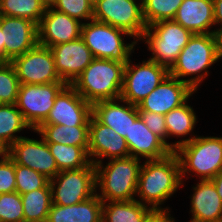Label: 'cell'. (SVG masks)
<instances>
[{
	"label": "cell",
	"mask_w": 222,
	"mask_h": 222,
	"mask_svg": "<svg viewBox=\"0 0 222 222\" xmlns=\"http://www.w3.org/2000/svg\"><path fill=\"white\" fill-rule=\"evenodd\" d=\"M103 202L93 197L70 206L52 204L46 222H102Z\"/></svg>",
	"instance_id": "obj_24"
},
{
	"label": "cell",
	"mask_w": 222,
	"mask_h": 222,
	"mask_svg": "<svg viewBox=\"0 0 222 222\" xmlns=\"http://www.w3.org/2000/svg\"><path fill=\"white\" fill-rule=\"evenodd\" d=\"M82 24L83 22L52 7L46 8L38 25V44L51 47L74 41L81 37Z\"/></svg>",
	"instance_id": "obj_19"
},
{
	"label": "cell",
	"mask_w": 222,
	"mask_h": 222,
	"mask_svg": "<svg viewBox=\"0 0 222 222\" xmlns=\"http://www.w3.org/2000/svg\"><path fill=\"white\" fill-rule=\"evenodd\" d=\"M92 104L71 85H66L55 97V103L41 124L89 126Z\"/></svg>",
	"instance_id": "obj_13"
},
{
	"label": "cell",
	"mask_w": 222,
	"mask_h": 222,
	"mask_svg": "<svg viewBox=\"0 0 222 222\" xmlns=\"http://www.w3.org/2000/svg\"><path fill=\"white\" fill-rule=\"evenodd\" d=\"M46 8L40 0H1V15L26 18L39 25Z\"/></svg>",
	"instance_id": "obj_31"
},
{
	"label": "cell",
	"mask_w": 222,
	"mask_h": 222,
	"mask_svg": "<svg viewBox=\"0 0 222 222\" xmlns=\"http://www.w3.org/2000/svg\"><path fill=\"white\" fill-rule=\"evenodd\" d=\"M192 217L189 222H221L222 200L211 180H200L193 186Z\"/></svg>",
	"instance_id": "obj_23"
},
{
	"label": "cell",
	"mask_w": 222,
	"mask_h": 222,
	"mask_svg": "<svg viewBox=\"0 0 222 222\" xmlns=\"http://www.w3.org/2000/svg\"><path fill=\"white\" fill-rule=\"evenodd\" d=\"M130 156L145 160H158L168 156L173 151L151 130H149L139 117L125 137Z\"/></svg>",
	"instance_id": "obj_21"
},
{
	"label": "cell",
	"mask_w": 222,
	"mask_h": 222,
	"mask_svg": "<svg viewBox=\"0 0 222 222\" xmlns=\"http://www.w3.org/2000/svg\"><path fill=\"white\" fill-rule=\"evenodd\" d=\"M214 6V23L215 26L218 24L221 25L220 28L215 30V34L219 36L222 33V0H213Z\"/></svg>",
	"instance_id": "obj_40"
},
{
	"label": "cell",
	"mask_w": 222,
	"mask_h": 222,
	"mask_svg": "<svg viewBox=\"0 0 222 222\" xmlns=\"http://www.w3.org/2000/svg\"><path fill=\"white\" fill-rule=\"evenodd\" d=\"M52 203L70 206L81 203L96 192V169L91 162L87 167L59 172L49 181Z\"/></svg>",
	"instance_id": "obj_8"
},
{
	"label": "cell",
	"mask_w": 222,
	"mask_h": 222,
	"mask_svg": "<svg viewBox=\"0 0 222 222\" xmlns=\"http://www.w3.org/2000/svg\"><path fill=\"white\" fill-rule=\"evenodd\" d=\"M92 114L124 138L129 136L131 124L139 118L138 106L121 98L95 102L92 105Z\"/></svg>",
	"instance_id": "obj_20"
},
{
	"label": "cell",
	"mask_w": 222,
	"mask_h": 222,
	"mask_svg": "<svg viewBox=\"0 0 222 222\" xmlns=\"http://www.w3.org/2000/svg\"><path fill=\"white\" fill-rule=\"evenodd\" d=\"M93 20L125 30L139 41L147 29L142 15V0H99Z\"/></svg>",
	"instance_id": "obj_9"
},
{
	"label": "cell",
	"mask_w": 222,
	"mask_h": 222,
	"mask_svg": "<svg viewBox=\"0 0 222 222\" xmlns=\"http://www.w3.org/2000/svg\"><path fill=\"white\" fill-rule=\"evenodd\" d=\"M0 60L5 62V45L2 38V29L0 27Z\"/></svg>",
	"instance_id": "obj_43"
},
{
	"label": "cell",
	"mask_w": 222,
	"mask_h": 222,
	"mask_svg": "<svg viewBox=\"0 0 222 222\" xmlns=\"http://www.w3.org/2000/svg\"><path fill=\"white\" fill-rule=\"evenodd\" d=\"M98 1H99V0H87V2L90 4V6H91L92 8H94V6L97 4Z\"/></svg>",
	"instance_id": "obj_46"
},
{
	"label": "cell",
	"mask_w": 222,
	"mask_h": 222,
	"mask_svg": "<svg viewBox=\"0 0 222 222\" xmlns=\"http://www.w3.org/2000/svg\"><path fill=\"white\" fill-rule=\"evenodd\" d=\"M213 0H183L173 21L182 25L193 34H213ZM212 26V27H211Z\"/></svg>",
	"instance_id": "obj_22"
},
{
	"label": "cell",
	"mask_w": 222,
	"mask_h": 222,
	"mask_svg": "<svg viewBox=\"0 0 222 222\" xmlns=\"http://www.w3.org/2000/svg\"><path fill=\"white\" fill-rule=\"evenodd\" d=\"M165 116V123L168 138L171 136L185 137L193 131L197 123V116L193 107L187 102L178 108L168 112Z\"/></svg>",
	"instance_id": "obj_30"
},
{
	"label": "cell",
	"mask_w": 222,
	"mask_h": 222,
	"mask_svg": "<svg viewBox=\"0 0 222 222\" xmlns=\"http://www.w3.org/2000/svg\"><path fill=\"white\" fill-rule=\"evenodd\" d=\"M142 222H175L169 208L152 209Z\"/></svg>",
	"instance_id": "obj_39"
},
{
	"label": "cell",
	"mask_w": 222,
	"mask_h": 222,
	"mask_svg": "<svg viewBox=\"0 0 222 222\" xmlns=\"http://www.w3.org/2000/svg\"><path fill=\"white\" fill-rule=\"evenodd\" d=\"M9 147L0 140V161L8 156Z\"/></svg>",
	"instance_id": "obj_42"
},
{
	"label": "cell",
	"mask_w": 222,
	"mask_h": 222,
	"mask_svg": "<svg viewBox=\"0 0 222 222\" xmlns=\"http://www.w3.org/2000/svg\"><path fill=\"white\" fill-rule=\"evenodd\" d=\"M25 128L32 129L25 121L22 113L15 104H0V140L10 147L18 139L24 136H17Z\"/></svg>",
	"instance_id": "obj_29"
},
{
	"label": "cell",
	"mask_w": 222,
	"mask_h": 222,
	"mask_svg": "<svg viewBox=\"0 0 222 222\" xmlns=\"http://www.w3.org/2000/svg\"><path fill=\"white\" fill-rule=\"evenodd\" d=\"M52 8L80 22L93 20V8L87 0H57Z\"/></svg>",
	"instance_id": "obj_36"
},
{
	"label": "cell",
	"mask_w": 222,
	"mask_h": 222,
	"mask_svg": "<svg viewBox=\"0 0 222 222\" xmlns=\"http://www.w3.org/2000/svg\"><path fill=\"white\" fill-rule=\"evenodd\" d=\"M183 0H142V15L146 26L173 20Z\"/></svg>",
	"instance_id": "obj_32"
},
{
	"label": "cell",
	"mask_w": 222,
	"mask_h": 222,
	"mask_svg": "<svg viewBox=\"0 0 222 222\" xmlns=\"http://www.w3.org/2000/svg\"><path fill=\"white\" fill-rule=\"evenodd\" d=\"M57 0H40L45 8L53 7Z\"/></svg>",
	"instance_id": "obj_44"
},
{
	"label": "cell",
	"mask_w": 222,
	"mask_h": 222,
	"mask_svg": "<svg viewBox=\"0 0 222 222\" xmlns=\"http://www.w3.org/2000/svg\"><path fill=\"white\" fill-rule=\"evenodd\" d=\"M131 62L125 65L120 98L138 105L169 75V69L150 59L137 65Z\"/></svg>",
	"instance_id": "obj_10"
},
{
	"label": "cell",
	"mask_w": 222,
	"mask_h": 222,
	"mask_svg": "<svg viewBox=\"0 0 222 222\" xmlns=\"http://www.w3.org/2000/svg\"><path fill=\"white\" fill-rule=\"evenodd\" d=\"M88 155L95 165L101 163L103 158H125L129 157L130 153L125 138L117 134L114 129L101 123L92 114L89 122Z\"/></svg>",
	"instance_id": "obj_17"
},
{
	"label": "cell",
	"mask_w": 222,
	"mask_h": 222,
	"mask_svg": "<svg viewBox=\"0 0 222 222\" xmlns=\"http://www.w3.org/2000/svg\"><path fill=\"white\" fill-rule=\"evenodd\" d=\"M66 85L65 82L20 84L15 105L33 130L47 118L55 97Z\"/></svg>",
	"instance_id": "obj_11"
},
{
	"label": "cell",
	"mask_w": 222,
	"mask_h": 222,
	"mask_svg": "<svg viewBox=\"0 0 222 222\" xmlns=\"http://www.w3.org/2000/svg\"><path fill=\"white\" fill-rule=\"evenodd\" d=\"M141 159L133 156L109 159L105 166L103 162L95 164L96 192L102 202L132 201L136 196ZM99 187V188H98Z\"/></svg>",
	"instance_id": "obj_5"
},
{
	"label": "cell",
	"mask_w": 222,
	"mask_h": 222,
	"mask_svg": "<svg viewBox=\"0 0 222 222\" xmlns=\"http://www.w3.org/2000/svg\"><path fill=\"white\" fill-rule=\"evenodd\" d=\"M219 59V38L215 33L193 34L169 69V75L197 91L200 83L208 75L207 69ZM192 75L196 76L183 79Z\"/></svg>",
	"instance_id": "obj_2"
},
{
	"label": "cell",
	"mask_w": 222,
	"mask_h": 222,
	"mask_svg": "<svg viewBox=\"0 0 222 222\" xmlns=\"http://www.w3.org/2000/svg\"><path fill=\"white\" fill-rule=\"evenodd\" d=\"M0 222H24L23 204L18 192L0 194Z\"/></svg>",
	"instance_id": "obj_35"
},
{
	"label": "cell",
	"mask_w": 222,
	"mask_h": 222,
	"mask_svg": "<svg viewBox=\"0 0 222 222\" xmlns=\"http://www.w3.org/2000/svg\"><path fill=\"white\" fill-rule=\"evenodd\" d=\"M211 181L213 182L217 193L222 200V171L219 172L213 179H211Z\"/></svg>",
	"instance_id": "obj_41"
},
{
	"label": "cell",
	"mask_w": 222,
	"mask_h": 222,
	"mask_svg": "<svg viewBox=\"0 0 222 222\" xmlns=\"http://www.w3.org/2000/svg\"><path fill=\"white\" fill-rule=\"evenodd\" d=\"M172 151L179 158L182 181L191 172L201 180H211L222 171V137L183 138L172 143Z\"/></svg>",
	"instance_id": "obj_3"
},
{
	"label": "cell",
	"mask_w": 222,
	"mask_h": 222,
	"mask_svg": "<svg viewBox=\"0 0 222 222\" xmlns=\"http://www.w3.org/2000/svg\"><path fill=\"white\" fill-rule=\"evenodd\" d=\"M20 84H50L64 82L55 69L50 47L37 44L12 62Z\"/></svg>",
	"instance_id": "obj_12"
},
{
	"label": "cell",
	"mask_w": 222,
	"mask_h": 222,
	"mask_svg": "<svg viewBox=\"0 0 222 222\" xmlns=\"http://www.w3.org/2000/svg\"><path fill=\"white\" fill-rule=\"evenodd\" d=\"M5 62H12L38 44V25L26 18L1 15Z\"/></svg>",
	"instance_id": "obj_15"
},
{
	"label": "cell",
	"mask_w": 222,
	"mask_h": 222,
	"mask_svg": "<svg viewBox=\"0 0 222 222\" xmlns=\"http://www.w3.org/2000/svg\"><path fill=\"white\" fill-rule=\"evenodd\" d=\"M24 222H46L52 206L51 187L48 183L44 188L21 194Z\"/></svg>",
	"instance_id": "obj_27"
},
{
	"label": "cell",
	"mask_w": 222,
	"mask_h": 222,
	"mask_svg": "<svg viewBox=\"0 0 222 222\" xmlns=\"http://www.w3.org/2000/svg\"><path fill=\"white\" fill-rule=\"evenodd\" d=\"M194 92L196 91L186 83L168 75L137 105L138 111H148L165 115L188 102L187 100Z\"/></svg>",
	"instance_id": "obj_16"
},
{
	"label": "cell",
	"mask_w": 222,
	"mask_h": 222,
	"mask_svg": "<svg viewBox=\"0 0 222 222\" xmlns=\"http://www.w3.org/2000/svg\"><path fill=\"white\" fill-rule=\"evenodd\" d=\"M152 210L137 199L103 202L102 222H142Z\"/></svg>",
	"instance_id": "obj_26"
},
{
	"label": "cell",
	"mask_w": 222,
	"mask_h": 222,
	"mask_svg": "<svg viewBox=\"0 0 222 222\" xmlns=\"http://www.w3.org/2000/svg\"><path fill=\"white\" fill-rule=\"evenodd\" d=\"M16 189L20 195L44 188L50 181L45 175L23 165L15 163Z\"/></svg>",
	"instance_id": "obj_34"
},
{
	"label": "cell",
	"mask_w": 222,
	"mask_h": 222,
	"mask_svg": "<svg viewBox=\"0 0 222 222\" xmlns=\"http://www.w3.org/2000/svg\"><path fill=\"white\" fill-rule=\"evenodd\" d=\"M183 185L181 165L173 151L158 160H146L141 166L136 196L141 204L162 209V204Z\"/></svg>",
	"instance_id": "obj_1"
},
{
	"label": "cell",
	"mask_w": 222,
	"mask_h": 222,
	"mask_svg": "<svg viewBox=\"0 0 222 222\" xmlns=\"http://www.w3.org/2000/svg\"><path fill=\"white\" fill-rule=\"evenodd\" d=\"M193 33L173 20L160 21L147 27L140 39L152 52L150 60L170 69Z\"/></svg>",
	"instance_id": "obj_7"
},
{
	"label": "cell",
	"mask_w": 222,
	"mask_h": 222,
	"mask_svg": "<svg viewBox=\"0 0 222 222\" xmlns=\"http://www.w3.org/2000/svg\"><path fill=\"white\" fill-rule=\"evenodd\" d=\"M8 156L14 163L29 167L48 179L59 173L56 161L43 137L40 140L27 137L18 139L9 147Z\"/></svg>",
	"instance_id": "obj_14"
},
{
	"label": "cell",
	"mask_w": 222,
	"mask_h": 222,
	"mask_svg": "<svg viewBox=\"0 0 222 222\" xmlns=\"http://www.w3.org/2000/svg\"><path fill=\"white\" fill-rule=\"evenodd\" d=\"M19 79L11 62L0 63V103L15 104L19 90Z\"/></svg>",
	"instance_id": "obj_33"
},
{
	"label": "cell",
	"mask_w": 222,
	"mask_h": 222,
	"mask_svg": "<svg viewBox=\"0 0 222 222\" xmlns=\"http://www.w3.org/2000/svg\"><path fill=\"white\" fill-rule=\"evenodd\" d=\"M15 189V163L7 156L0 161V194L12 193Z\"/></svg>",
	"instance_id": "obj_38"
},
{
	"label": "cell",
	"mask_w": 222,
	"mask_h": 222,
	"mask_svg": "<svg viewBox=\"0 0 222 222\" xmlns=\"http://www.w3.org/2000/svg\"><path fill=\"white\" fill-rule=\"evenodd\" d=\"M138 113L146 127L156 136H158L172 150V143H168L166 140L168 138V133L165 123V116L148 111H138Z\"/></svg>",
	"instance_id": "obj_37"
},
{
	"label": "cell",
	"mask_w": 222,
	"mask_h": 222,
	"mask_svg": "<svg viewBox=\"0 0 222 222\" xmlns=\"http://www.w3.org/2000/svg\"><path fill=\"white\" fill-rule=\"evenodd\" d=\"M50 48L54 57L56 72L67 85H71L94 59L91 50L85 45L81 37Z\"/></svg>",
	"instance_id": "obj_18"
},
{
	"label": "cell",
	"mask_w": 222,
	"mask_h": 222,
	"mask_svg": "<svg viewBox=\"0 0 222 222\" xmlns=\"http://www.w3.org/2000/svg\"><path fill=\"white\" fill-rule=\"evenodd\" d=\"M47 143L89 147V126L40 124L35 130Z\"/></svg>",
	"instance_id": "obj_25"
},
{
	"label": "cell",
	"mask_w": 222,
	"mask_h": 222,
	"mask_svg": "<svg viewBox=\"0 0 222 222\" xmlns=\"http://www.w3.org/2000/svg\"><path fill=\"white\" fill-rule=\"evenodd\" d=\"M219 38V58L222 59V33L218 36Z\"/></svg>",
	"instance_id": "obj_45"
},
{
	"label": "cell",
	"mask_w": 222,
	"mask_h": 222,
	"mask_svg": "<svg viewBox=\"0 0 222 222\" xmlns=\"http://www.w3.org/2000/svg\"><path fill=\"white\" fill-rule=\"evenodd\" d=\"M122 35L133 37L125 30L96 20L83 22L81 28V38L94 58L127 63L138 41L133 40L127 44Z\"/></svg>",
	"instance_id": "obj_6"
},
{
	"label": "cell",
	"mask_w": 222,
	"mask_h": 222,
	"mask_svg": "<svg viewBox=\"0 0 222 222\" xmlns=\"http://www.w3.org/2000/svg\"><path fill=\"white\" fill-rule=\"evenodd\" d=\"M126 63L94 58L71 86L90 104L121 96Z\"/></svg>",
	"instance_id": "obj_4"
},
{
	"label": "cell",
	"mask_w": 222,
	"mask_h": 222,
	"mask_svg": "<svg viewBox=\"0 0 222 222\" xmlns=\"http://www.w3.org/2000/svg\"><path fill=\"white\" fill-rule=\"evenodd\" d=\"M59 172L87 167L91 160L88 155V147L48 143Z\"/></svg>",
	"instance_id": "obj_28"
}]
</instances>
